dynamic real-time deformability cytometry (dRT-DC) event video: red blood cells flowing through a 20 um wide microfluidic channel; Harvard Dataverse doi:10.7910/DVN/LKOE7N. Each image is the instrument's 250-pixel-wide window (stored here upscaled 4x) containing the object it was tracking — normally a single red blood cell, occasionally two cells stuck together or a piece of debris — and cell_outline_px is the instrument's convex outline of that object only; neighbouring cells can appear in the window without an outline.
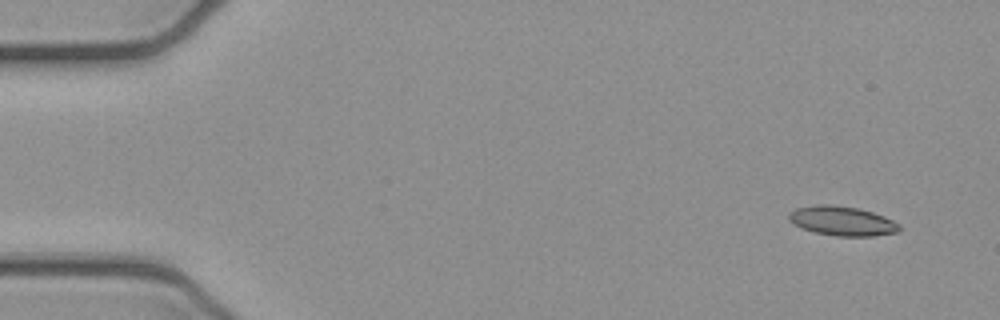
{"species": "common noctule bat (a hibernating species)", "species_latin": "Nyctalus noctula", "temperature_condition": "cold", "stored_images_in_passage": 6, "camera_frame_rate_fps": 3000, "um_per_image_px": 0.085, "animal": {"sex": "female", "body_mass_g": 21.9}, "frame": {"image": 1, "passage_image": 1, "time_ms": 0.0, "image_size_px": [1000, 320], "cell_outline_px": [[900, 232], [876, 236], [836, 236], [816, 232], [800, 228], [788, 220], [788, 212], [796, 208], [816, 204], [832, 204], [856, 208], [872, 212], [884, 216], [900, 224]], "centroid_in_image_um": [71.57, 18.78], "position_along_channel_um": 13.4, "area_um2": 19.13}}
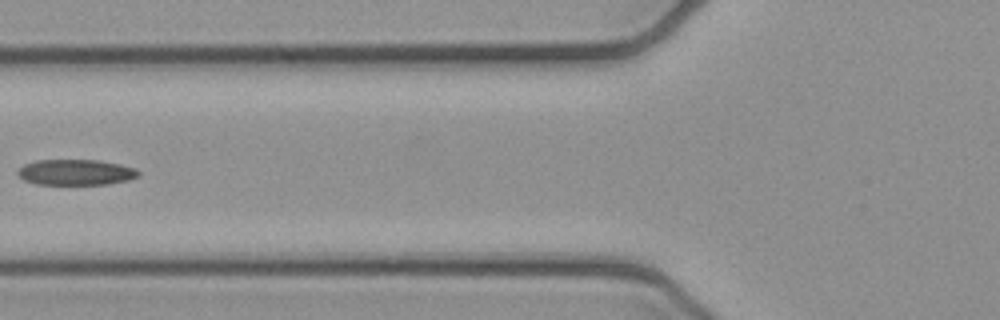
{"frame": {"image": 2, "passage_image": 5, "time_ms": 1.333, "image_size_px": [1000, 320], "cell_outline_px": [[140, 172], [136, 176], [128, 180], [108, 184], [36, 184], [24, 180], [16, 172], [24, 164], [36, 160], [100, 160], [120, 164], [136, 168]], "centroid_in_image_um": [6.44, 14.63], "position_along_channel_um": 119.4, "area_um2": 18.03}}
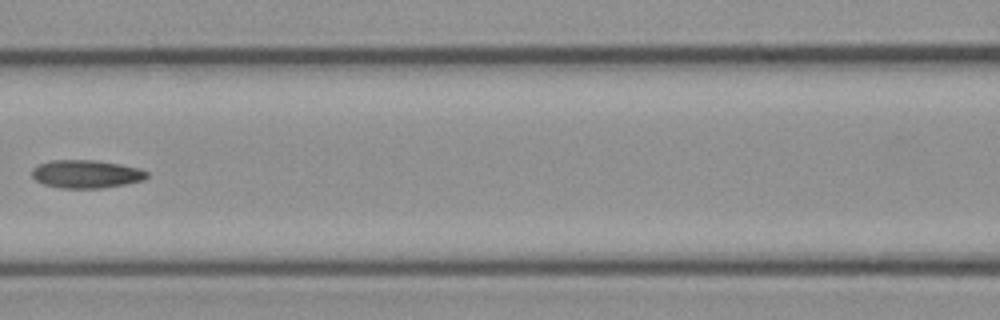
{"frame": {"image": 3, "passage_image": 6, "time_ms": 1.667, "image_size_px": [1000, 320], "cell_outline_px": [[148, 176], [144, 180], [124, 184], [100, 188], [60, 188], [44, 184], [36, 180], [32, 176], [32, 168], [36, 164], [52, 160], [96, 160], [120, 164], [140, 168], [148, 172]], "centroid_in_image_um": [7.31, 14.78], "position_along_channel_um": 159.3, "area_um2": 18.9}}